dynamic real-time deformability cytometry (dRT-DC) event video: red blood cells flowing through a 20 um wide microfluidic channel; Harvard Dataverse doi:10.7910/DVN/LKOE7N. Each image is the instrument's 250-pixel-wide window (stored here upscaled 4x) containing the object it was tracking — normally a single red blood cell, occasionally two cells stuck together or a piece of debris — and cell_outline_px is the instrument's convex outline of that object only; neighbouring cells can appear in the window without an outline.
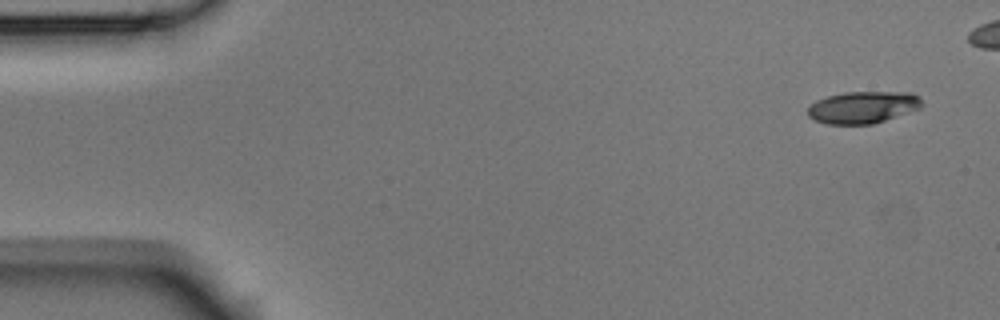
{"species": "Egyptian fruit bat (a non-hibernating species)", "species_latin": "Rousettus aegyptiacus", "temperature_condition": "room temperature", "stored_images_in_passage": 5, "camera_frame_rate_fps": 3000, "um_per_image_px": 0.085, "animal": {"sex": "male"}, "frame": {"image": 1, "passage_image": 1, "time_ms": 0.0, "image_size_px": [1000, 320], "cell_outline_px": [[920, 108], [872, 124], [828, 124], [816, 120], [808, 116], [808, 108], [816, 100], [828, 96], [844, 92], [912, 92], [920, 96]], "centroid_in_image_um": [73.34, 9.11], "position_along_channel_um": 11.7, "area_um2": 21.04}}